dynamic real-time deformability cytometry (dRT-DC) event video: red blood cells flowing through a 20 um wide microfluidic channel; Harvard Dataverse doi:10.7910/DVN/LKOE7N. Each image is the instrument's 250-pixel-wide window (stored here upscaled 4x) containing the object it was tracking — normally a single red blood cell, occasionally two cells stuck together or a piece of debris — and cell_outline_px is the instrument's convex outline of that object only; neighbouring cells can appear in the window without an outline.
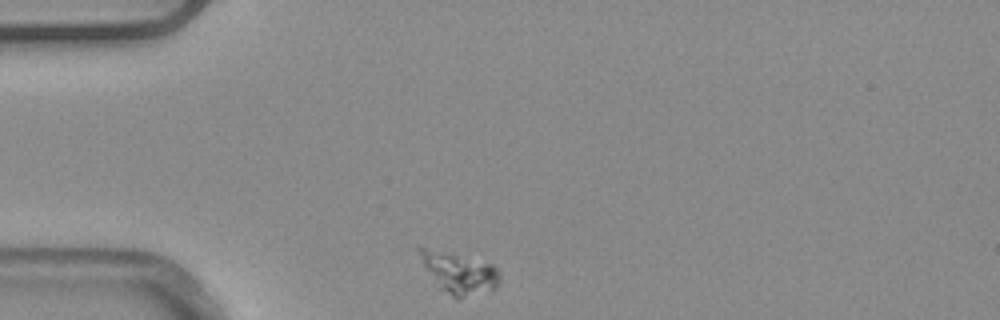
{"species": "common noctule bat (a hibernating species)", "species_latin": "Nyctalus noctula", "temperature_condition": "warm", "stored_images_in_passage": 43, "camera_frame_rate_fps": 3000, "um_per_image_px": 0.085, "animal": {"sex": "male", "body_mass_g": 20.4}, "frame": {"image": 1, "passage_image": 1, "time_ms": 0.0, "image_size_px": [1000, 320], "cell_outline_px": [[500, 280], [496, 288], [464, 296], [452, 296], [440, 288], [424, 264], [416, 248], [416, 244], [452, 252], [492, 264], [500, 272]], "centroid_in_image_um": [39.0, 23.11], "position_along_channel_um": 46.0, "area_um2": 18.84}}
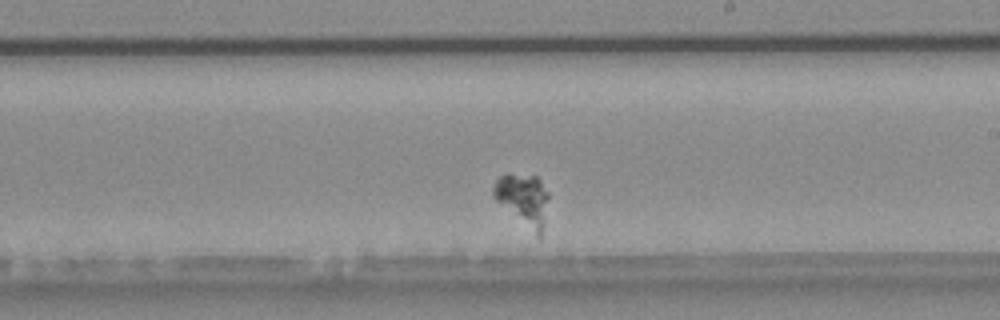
{"frame": {"image": 2, "passage_image": 20, "time_ms": 6.333, "image_size_px": [1000, 320], "cell_outline_px": [[548, 196], [544, 224], [540, 240], [496, 200], [492, 196], [492, 188], [496, 180], [500, 176], [508, 172], [536, 176], [540, 180], [548, 192]], "centroid_in_image_um": [44.46, 16.95], "position_along_channel_um": 244.5, "area_um2": 16.82}}
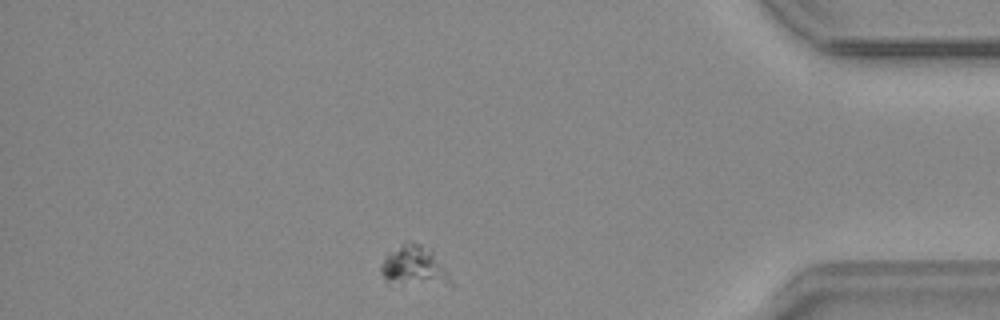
{"frame": {"image": 3, "passage_image": 36, "time_ms": 11.667, "image_size_px": [1000, 320], "cell_outline_px": [[456, 284], [452, 284], [384, 280], [380, 272], [380, 264], [400, 244], [412, 240], [432, 248]], "centroid_in_image_um": [35.26, 22.54], "position_along_channel_um": 399.9, "area_um2": 15.66}}